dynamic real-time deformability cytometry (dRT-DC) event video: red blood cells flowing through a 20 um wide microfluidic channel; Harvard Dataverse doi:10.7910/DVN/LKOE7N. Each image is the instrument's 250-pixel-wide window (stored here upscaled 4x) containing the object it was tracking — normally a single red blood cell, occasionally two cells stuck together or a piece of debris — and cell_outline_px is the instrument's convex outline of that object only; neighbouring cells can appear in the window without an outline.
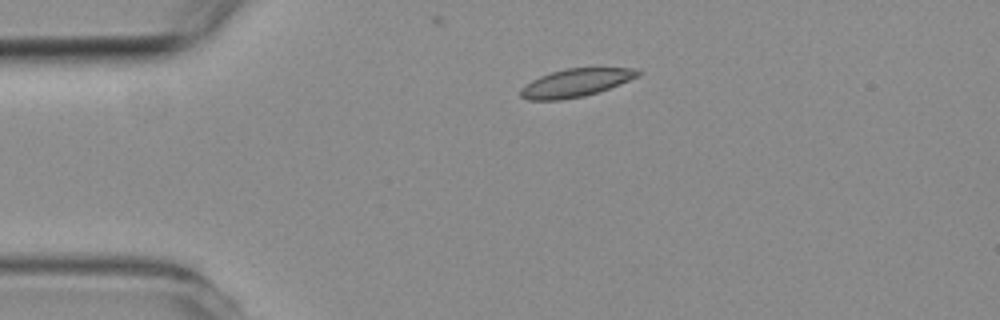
{"species": "common noctule bat (a hibernating species)", "species_latin": "Nyctalus noctula", "temperature_condition": "room temperature", "stored_images_in_passage": 2, "camera_frame_rate_fps": 3000, "um_per_image_px": 0.085, "animal": {"sex": "female", "body_mass_g": 19.3, "forearm_length_mm": 54.1}, "frame": {"image": 1, "passage_image": 1, "time_ms": 0.0, "image_size_px": [1000, 320], "cell_outline_px": [[644, 72], [640, 76], [608, 88], [584, 96], [560, 100], [528, 100], [520, 96], [520, 88], [524, 84], [540, 76], [552, 72], [568, 68], [632, 68]], "centroid_in_image_um": [48.92, 7.04], "position_along_channel_um": 36.1, "area_um2": 19.07}}